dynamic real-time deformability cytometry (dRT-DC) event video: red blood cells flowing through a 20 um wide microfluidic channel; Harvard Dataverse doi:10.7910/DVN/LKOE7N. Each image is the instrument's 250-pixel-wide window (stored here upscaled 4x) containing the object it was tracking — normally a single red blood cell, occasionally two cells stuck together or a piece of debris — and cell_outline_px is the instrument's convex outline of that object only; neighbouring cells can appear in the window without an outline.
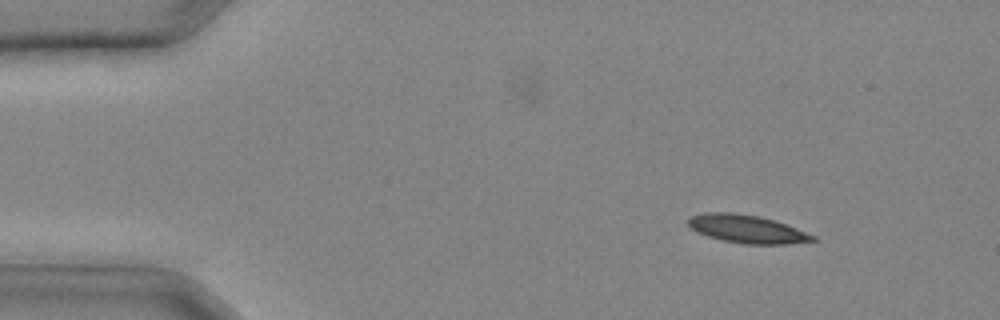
{"species": "common noctule bat (a hibernating species)", "species_latin": "Nyctalus noctula", "temperature_condition": "cold", "stored_images_in_passage": 21, "camera_frame_rate_fps": 3000, "um_per_image_px": 0.085, "animal": {"sex": "male", "body_mass_g": 20.4}, "frame": {"image": 1, "passage_image": 3, "time_ms": 0.667, "image_size_px": [1000, 320], "cell_outline_px": [[816, 240], [788, 244], [740, 244], [720, 240], [696, 232], [688, 224], [688, 216], [704, 212], [732, 212], [760, 216], [776, 220], [816, 236]], "centroid_in_image_um": [63.46, 19.46], "position_along_channel_um": 21.5, "area_um2": 20.63}}
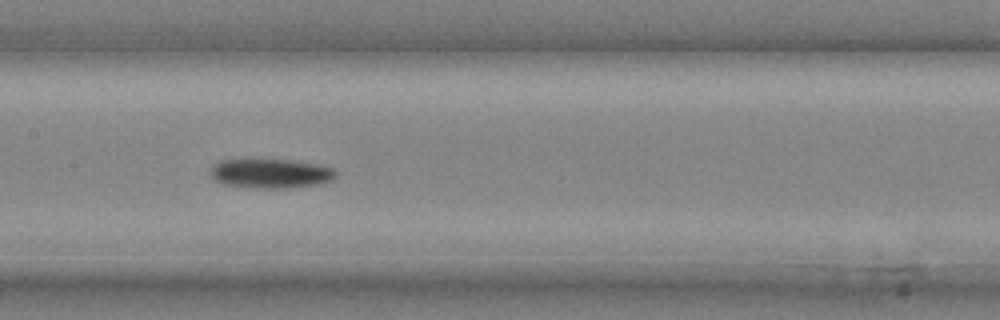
{"frame": {"image": 2, "passage_image": 15, "time_ms": 4.667, "image_size_px": [1000, 320], "cell_outline_px": [[336, 176], [332, 180], [316, 184], [288, 188], [256, 188], [224, 184], [216, 180], [208, 172], [212, 164], [220, 160], [288, 160], [320, 164], [332, 168], [336, 172]], "centroid_in_image_um": [22.99, 14.74], "position_along_channel_um": 184.4, "area_um2": 21.39}}
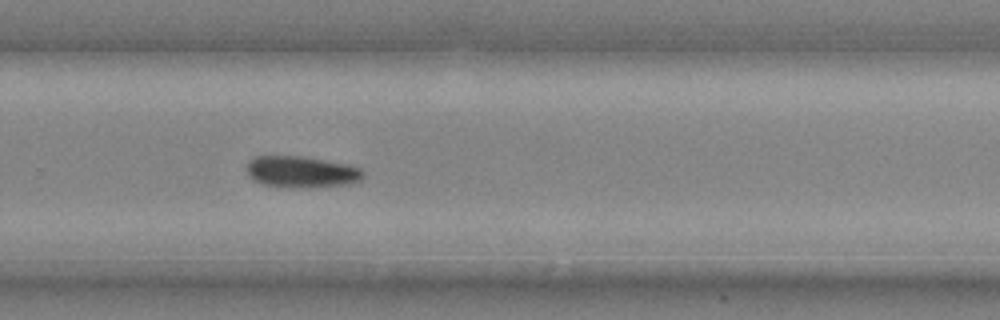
{"frame": {"image": 3, "passage_image": 21, "time_ms": 6.667, "image_size_px": [1000, 320], "cell_outline_px": [[364, 176], [360, 180], [348, 184], [304, 188], [288, 188], [260, 184], [252, 180], [248, 176], [248, 160], [256, 156], [300, 156], [344, 164], [360, 168], [364, 172]], "centroid_in_image_um": [25.57, 14.63], "position_along_channel_um": 304.2, "area_um2": 21.39}}